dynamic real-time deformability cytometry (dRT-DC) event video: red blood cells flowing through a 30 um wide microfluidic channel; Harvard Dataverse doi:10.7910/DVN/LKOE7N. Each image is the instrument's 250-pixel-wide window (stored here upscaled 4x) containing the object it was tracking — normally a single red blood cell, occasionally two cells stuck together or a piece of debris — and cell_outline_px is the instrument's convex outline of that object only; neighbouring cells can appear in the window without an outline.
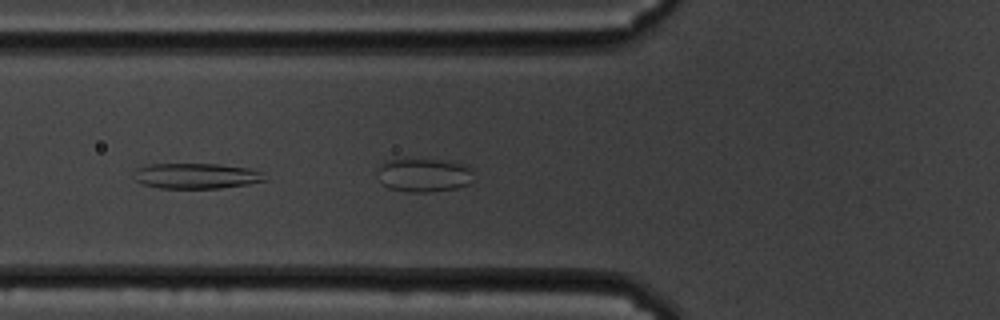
{"species": "common noctule bat (a hibernating species)", "species_latin": "Nyctalus noctula", "temperature_condition": "cold", "stored_images_in_passage": 24, "camera_frame_rate_fps": 3000, "um_per_image_px": 0.085, "animal": {"sex": "male", "body_mass_g": 19.5, "forearm_length_mm": 54.6}, "frame": {"image": 1, "passage_image": 21, "time_ms": 6.667, "image_size_px": [1000, 320], "cell_outline_px": [[264, 180], [248, 184], [220, 188], [160, 188], [140, 184], [132, 176], [132, 172], [136, 168], [148, 164], [216, 164], [248, 168], [260, 172]], "centroid_in_image_um": [16.56, 14.95], "position_along_channel_um": 109.2, "area_um2": 19.36}}